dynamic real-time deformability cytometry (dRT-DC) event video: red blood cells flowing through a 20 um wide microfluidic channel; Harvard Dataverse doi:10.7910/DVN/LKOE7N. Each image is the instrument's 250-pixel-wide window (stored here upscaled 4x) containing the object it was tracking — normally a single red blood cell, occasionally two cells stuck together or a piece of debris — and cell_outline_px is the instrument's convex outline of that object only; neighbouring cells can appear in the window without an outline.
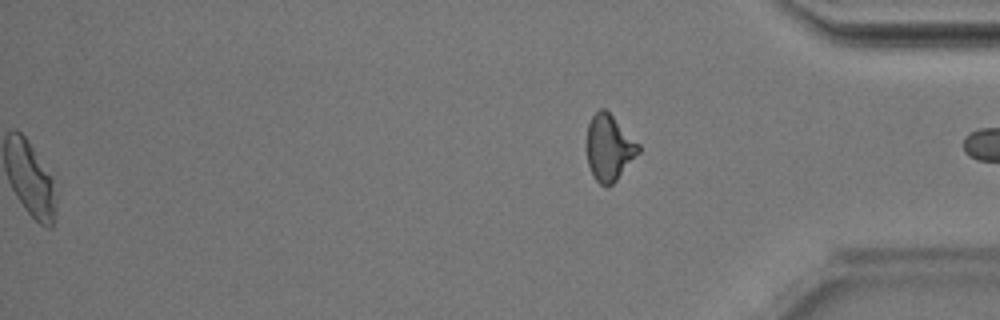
{"species": "Egyptian fruit bat (a non-hibernating species)", "species_latin": "Rousettus aegyptiacus", "temperature_condition": "room temperature", "stored_images_in_passage": 37, "camera_frame_rate_fps": 3000, "um_per_image_px": 0.085, "animal": {"sex": "male"}, "frame": {"image": 1, "passage_image": 37, "time_ms": 12.0, "image_size_px": [1000, 320], "cell_outline_px": [[640, 152], [616, 180], [612, 184], [604, 188], [596, 180], [588, 164], [588, 124], [592, 116], [600, 108], [604, 108], [640, 144]], "centroid_in_image_um": [51.8, 12.57], "position_along_channel_um": 383.4, "area_um2": 19.54}, "authors_computed_cell_mechanics": {"area_um2": 23.1778, "velocity_mm_per_s": 4.1871, "shape_relaxation_time_tau1_ms": 2.8542, "shape_relaxation_time_tau2_ms": 2.1964, "deformation_change_tau1": 0.1312, "deformation_change_tau2": 0.096}}